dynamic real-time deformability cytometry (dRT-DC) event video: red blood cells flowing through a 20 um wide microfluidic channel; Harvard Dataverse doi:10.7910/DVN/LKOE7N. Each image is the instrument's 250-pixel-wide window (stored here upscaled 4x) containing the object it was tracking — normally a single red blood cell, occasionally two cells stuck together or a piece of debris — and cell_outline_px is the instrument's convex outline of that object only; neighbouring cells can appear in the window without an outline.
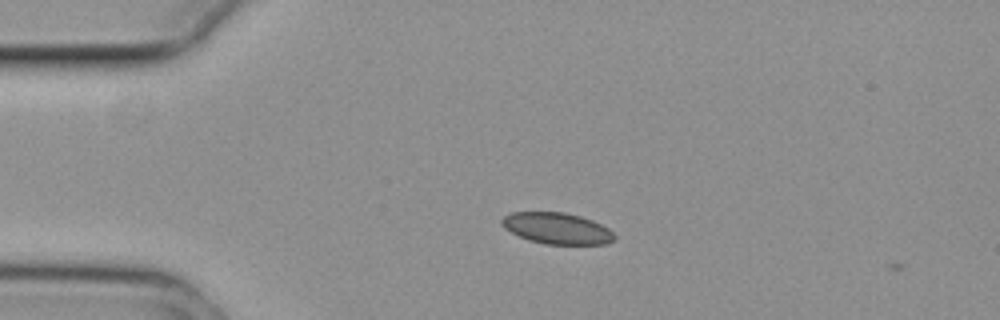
{"species": "common noctule bat (a hibernating species)", "species_latin": "Nyctalus noctula", "temperature_condition": "cold", "stored_images_in_passage": 4, "camera_frame_rate_fps": 3000, "um_per_image_px": 0.085, "animal": {"sex": "female", "body_mass_g": 29.2, "forearm_length_mm": 56.3}, "frame": {"image": 1, "passage_image": 2, "time_ms": 0.333, "image_size_px": [1000, 320], "cell_outline_px": [[616, 240], [608, 244], [544, 244], [528, 240], [504, 228], [500, 224], [500, 220], [504, 216], [512, 212], [564, 212], [580, 216], [592, 220], [608, 228], [616, 236]], "centroid_in_image_um": [47.35, 19.41], "position_along_channel_um": 37.7, "area_um2": 20.63}}